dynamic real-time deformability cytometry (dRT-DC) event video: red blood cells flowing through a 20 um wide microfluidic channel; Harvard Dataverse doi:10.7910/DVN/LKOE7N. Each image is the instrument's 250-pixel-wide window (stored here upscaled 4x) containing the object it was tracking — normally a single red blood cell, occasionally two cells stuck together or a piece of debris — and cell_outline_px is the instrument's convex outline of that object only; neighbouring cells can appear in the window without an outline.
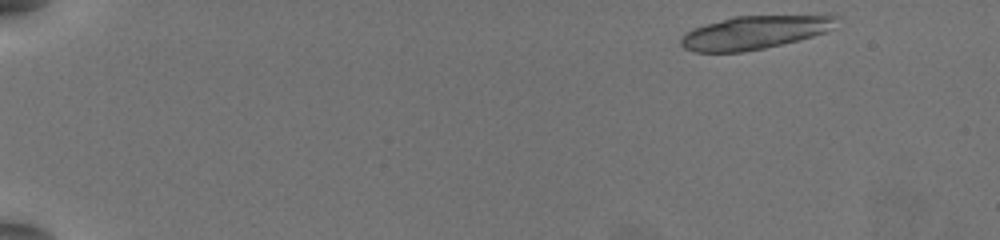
{"species": "common noctule bat (a hibernating species)", "species_latin": "Nyctalus noctula", "temperature_condition": "warm", "stored_images_in_passage": 19, "camera_frame_rate_fps": 3000, "um_per_image_px": 0.085, "animal": {"sex": "female", "body_mass_g": 19.5, "forearm_length_mm": 54.1}, "frame": {"image": 1, "passage_image": 2, "time_ms": 0.333, "image_size_px": [1000, 240], "cell_outline_px": [[840, 16], [832, 28], [824, 32], [812, 36], [764, 48], [740, 52], [692, 52], [684, 48], [680, 44], [680, 40], [692, 28], [732, 16], [828, 12]], "centroid_in_image_um": [64.26, 2.69], "position_along_channel_um": 20.7, "area_um2": 31.21}}